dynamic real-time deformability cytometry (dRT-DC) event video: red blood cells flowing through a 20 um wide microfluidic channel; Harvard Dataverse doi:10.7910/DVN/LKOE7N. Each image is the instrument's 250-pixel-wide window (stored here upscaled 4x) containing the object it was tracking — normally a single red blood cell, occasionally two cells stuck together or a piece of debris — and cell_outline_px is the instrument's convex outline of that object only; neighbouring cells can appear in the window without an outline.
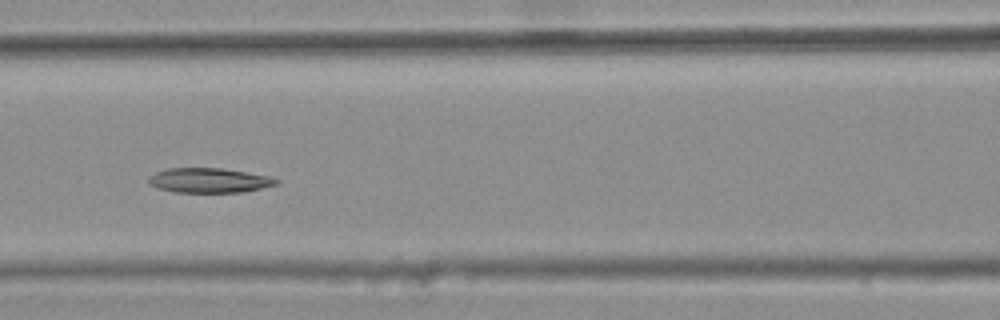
{"species": "common noctule bat (a hibernating species)", "species_latin": "Nyctalus noctula", "temperature_condition": "warm", "stored_images_in_passage": 7, "camera_frame_rate_fps": 3000, "um_per_image_px": 0.085, "animal": {"sex": "female", "body_mass_g": 25.1}, "frame": {"image": 1, "passage_image": 6, "time_ms": 1.667, "image_size_px": [1000, 320], "cell_outline_px": [[280, 184], [240, 192], [172, 192], [156, 188], [148, 184], [148, 176], [156, 172], [168, 168], [220, 168], [248, 172], [268, 176], [280, 180]], "centroid_in_image_um": [17.74, 15.33], "position_along_channel_um": 148.9, "area_um2": 18.5}}
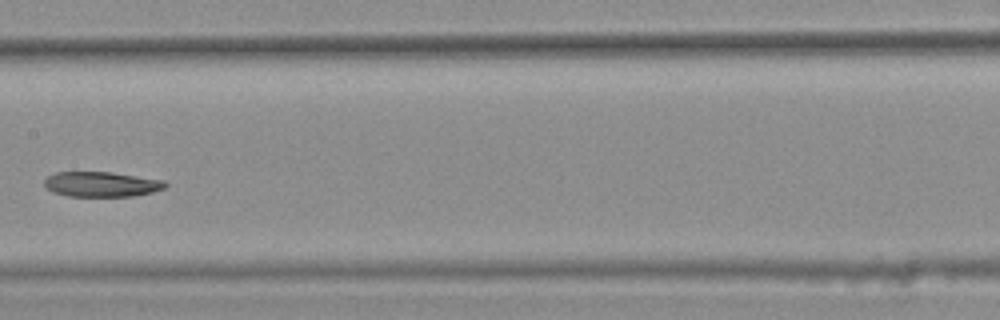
{"frame": {"image": 2, "passage_image": 7, "time_ms": 2.0, "image_size_px": [1000, 320], "cell_outline_px": [[168, 184], [164, 188], [152, 192], [132, 196], [68, 196], [52, 192], [44, 188], [44, 180], [52, 172], [112, 172], [164, 180]], "centroid_in_image_um": [8.58, 15.65], "position_along_channel_um": 198.8, "area_um2": 17.8}}